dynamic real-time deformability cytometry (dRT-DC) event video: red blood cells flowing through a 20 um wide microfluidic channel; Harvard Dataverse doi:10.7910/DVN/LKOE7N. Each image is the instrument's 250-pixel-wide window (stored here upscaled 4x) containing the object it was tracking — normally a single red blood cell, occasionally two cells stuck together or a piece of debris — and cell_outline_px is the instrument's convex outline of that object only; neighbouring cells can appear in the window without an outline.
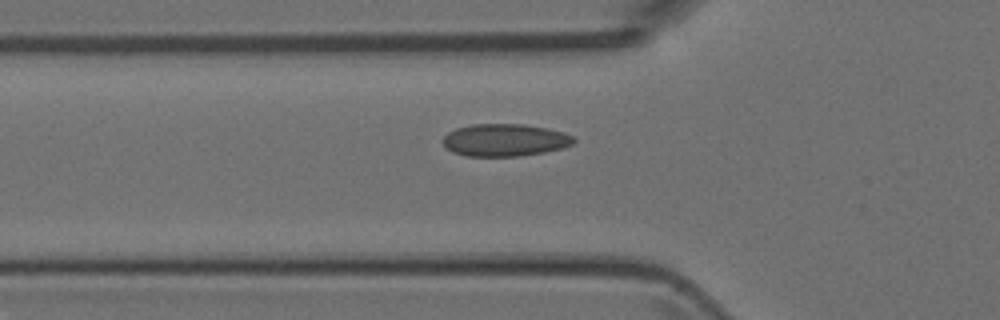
{"species": "Egyptian fruit bat (a non-hibernating species)", "species_latin": "Rousettus aegyptiacus", "temperature_condition": "room temperature", "stored_images_in_passage": 50, "camera_frame_rate_fps": 3000, "um_per_image_px": 0.085, "animal": {"sex": "female"}, "frame": {"image": 1, "passage_image": 17, "time_ms": 5.333, "image_size_px": [1000, 320], "cell_outline_px": [[576, 140], [572, 144], [564, 148], [544, 152], [520, 156], [468, 156], [452, 152], [444, 144], [444, 136], [448, 132], [456, 128], [472, 124], [524, 124], [548, 128], [564, 132], [572, 136]], "centroid_in_image_um": [42.94, 11.9], "position_along_channel_um": 82.9, "area_um2": 24.74}}
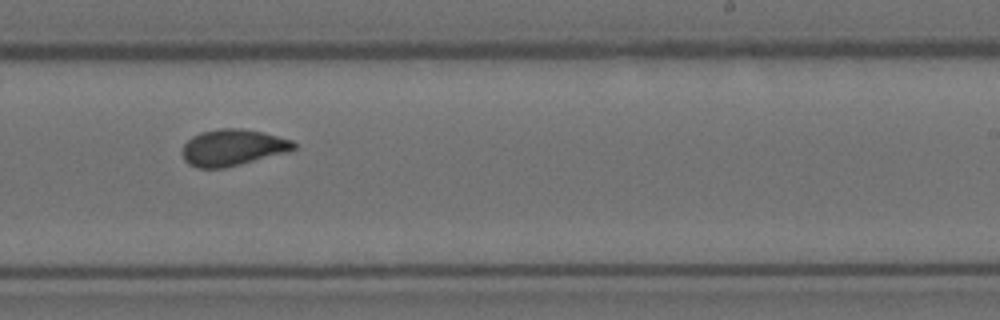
{"frame": {"image": 2, "passage_image": 31, "time_ms": 10.0, "image_size_px": [1000, 320], "cell_outline_px": [[296, 148], [288, 152], [224, 168], [196, 168], [188, 164], [184, 160], [180, 152], [184, 144], [192, 136], [200, 132], [220, 128], [240, 128], [264, 132], [292, 140], [296, 144]], "centroid_in_image_um": [19.75, 12.54], "position_along_channel_um": 269.2, "area_um2": 23.87}}
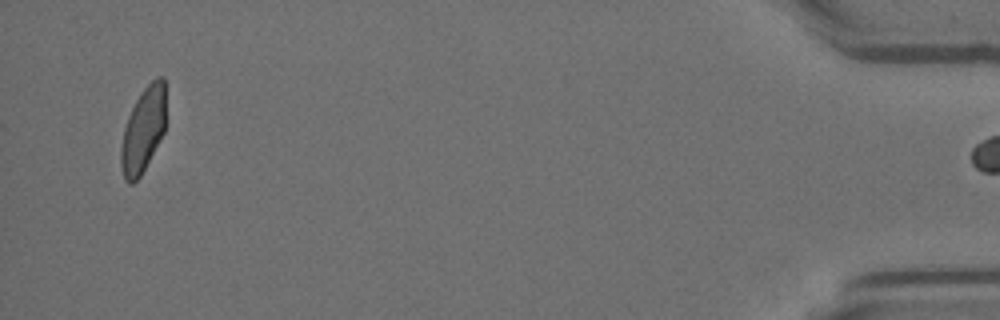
{"frame": {"image": 3, "passage_image": 49, "time_ms": 16.0, "image_size_px": [1000, 320], "cell_outline_px": [[164, 132], [140, 176], [132, 184], [128, 184], [124, 180], [120, 164], [120, 148], [124, 128], [128, 116], [140, 92], [156, 76], [164, 76]], "centroid_in_image_um": [12.14, 11.06], "position_along_channel_um": 423.1, "area_um2": 22.02}}